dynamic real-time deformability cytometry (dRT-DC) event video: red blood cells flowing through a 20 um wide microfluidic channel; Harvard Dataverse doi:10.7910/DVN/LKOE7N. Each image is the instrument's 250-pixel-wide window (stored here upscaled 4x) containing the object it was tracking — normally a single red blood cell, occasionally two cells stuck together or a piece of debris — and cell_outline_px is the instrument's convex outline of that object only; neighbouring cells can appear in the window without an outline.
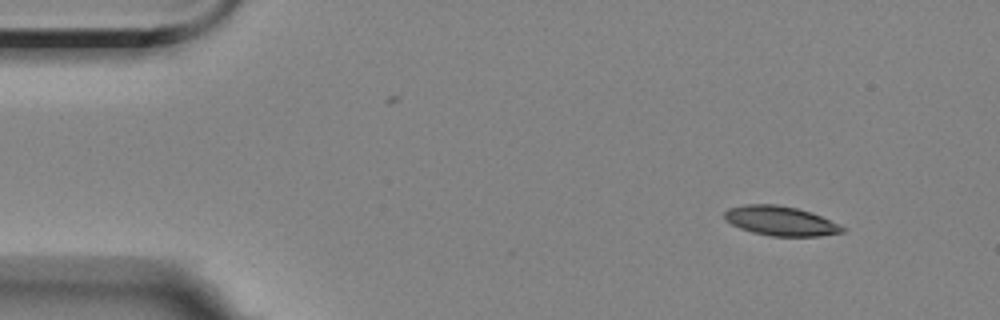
{"species": "Egyptian fruit bat (a non-hibernating species)", "species_latin": "Rousettus aegyptiacus", "temperature_condition": "room temperature", "stored_images_in_passage": 5, "segment_of_instrument_passage": [1, 2], "camera_frame_rate_fps": 3000, "um_per_image_px": 0.085, "animal": {"sex": "female"}, "frame": {"image": 1, "passage_image": 1, "time_ms": 0.0, "image_size_px": [1000, 320], "cell_outline_px": [[848, 228], [844, 232], [820, 236], [772, 236], [752, 232], [740, 228], [724, 220], [724, 212], [728, 208], [744, 204], [776, 204], [796, 208], [812, 212]], "centroid_in_image_um": [66.35, 18.77], "position_along_channel_um": 18.6, "area_um2": 20.4}}
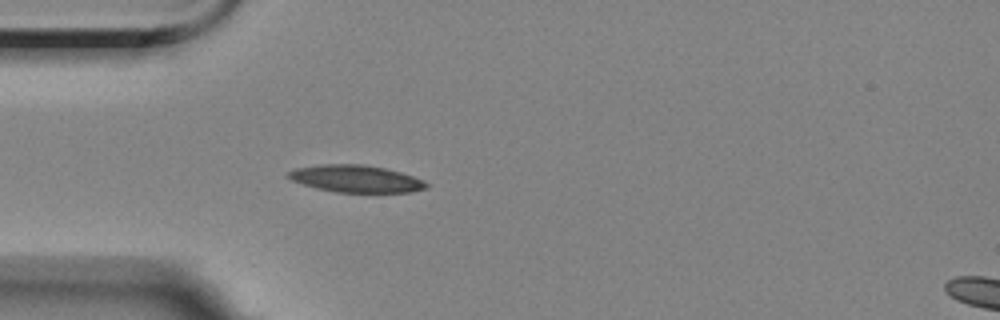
{"frame": {"image": 2, "passage_image": 4, "time_ms": 3.333, "image_size_px": [1000, 320], "cell_outline_px": [[428, 188], [412, 192], [336, 192], [316, 188], [292, 180], [284, 176], [288, 172], [296, 168], [320, 164], [364, 164], [384, 168], [400, 172], [424, 180], [428, 184]], "centroid_in_image_um": [30.25, 15.19], "position_along_channel_um": 54.7, "area_um2": 21.85}}